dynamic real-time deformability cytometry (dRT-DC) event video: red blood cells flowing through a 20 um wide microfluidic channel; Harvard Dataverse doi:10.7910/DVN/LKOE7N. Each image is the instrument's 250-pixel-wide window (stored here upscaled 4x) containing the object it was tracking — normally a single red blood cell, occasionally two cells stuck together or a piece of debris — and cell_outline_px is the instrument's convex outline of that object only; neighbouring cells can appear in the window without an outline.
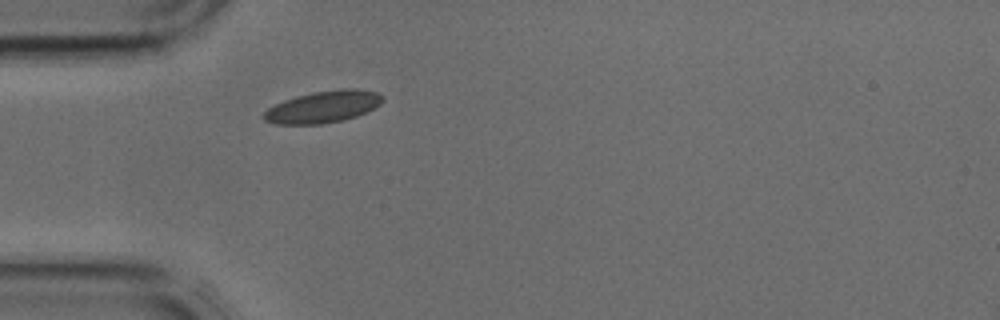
{"species": "common noctule bat (a hibernating species)", "species_latin": "Nyctalus noctula", "temperature_condition": "cold", "stored_images_in_passage": 18, "camera_frame_rate_fps": 3000, "um_per_image_px": 0.085, "animal": {"sex": "male", "body_mass_g": 17.9, "forearm_length_mm": 54.2}, "frame": {"image": 1, "passage_image": 1, "time_ms": 0.0, "image_size_px": [1000, 320], "cell_outline_px": [[384, 100], [380, 104], [356, 116], [344, 120], [320, 124], [276, 124], [264, 120], [264, 112], [268, 108], [284, 100], [296, 96], [312, 92], [340, 88], [356, 88], [376, 92], [384, 96]], "centroid_in_image_um": [27.48, 9.07], "position_along_channel_um": 57.5, "area_um2": 22.02}}